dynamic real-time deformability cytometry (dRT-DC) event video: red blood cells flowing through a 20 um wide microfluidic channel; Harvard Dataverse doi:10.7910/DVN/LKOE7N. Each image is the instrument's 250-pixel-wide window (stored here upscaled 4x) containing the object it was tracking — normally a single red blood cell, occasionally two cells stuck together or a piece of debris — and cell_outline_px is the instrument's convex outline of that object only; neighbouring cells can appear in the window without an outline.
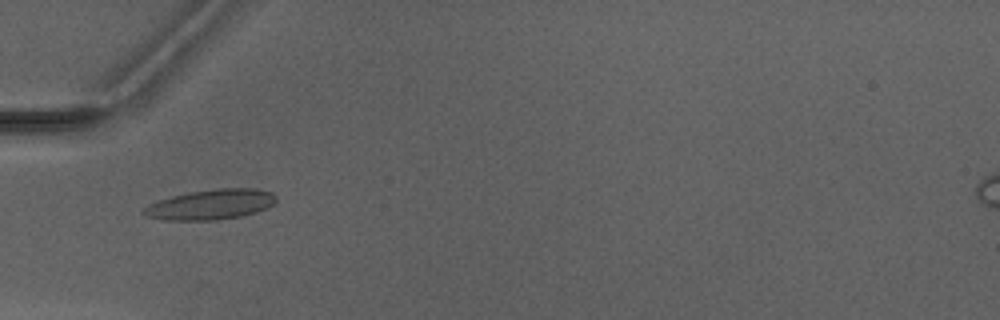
{"species": "Egyptian fruit bat (a non-hibernating species)", "species_latin": "Rousettus aegyptiacus", "temperature_condition": "warm", "stored_images_in_passage": 3, "camera_frame_rate_fps": 3000, "um_per_image_px": 0.085, "animal": {"sex": "male"}, "frame": {"image": 1, "passage_image": 3, "time_ms": 3.0, "image_size_px": [1000, 320], "cell_outline_px": [[276, 200], [272, 204], [256, 212], [240, 216], [216, 220], [168, 220], [148, 216], [140, 212], [140, 208], [148, 204], [172, 196], [188, 192], [216, 188], [252, 188], [272, 192], [276, 196]], "centroid_in_image_um": [17.88, 17.37], "position_along_channel_um": 67.1, "area_um2": 23.18}}